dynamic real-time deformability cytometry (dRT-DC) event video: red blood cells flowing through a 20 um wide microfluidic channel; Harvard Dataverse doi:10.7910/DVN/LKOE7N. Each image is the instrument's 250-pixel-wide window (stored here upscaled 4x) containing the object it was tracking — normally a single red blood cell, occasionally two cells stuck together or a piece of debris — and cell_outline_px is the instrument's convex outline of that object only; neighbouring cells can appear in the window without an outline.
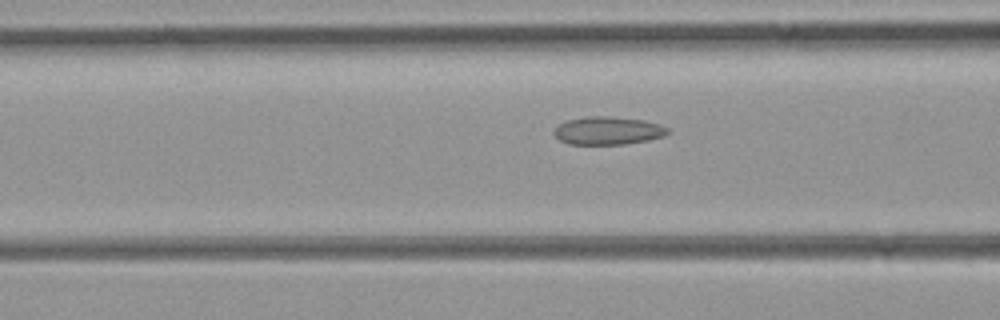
{"species": "common noctule bat (a hibernating species)", "species_latin": "Nyctalus noctula", "temperature_condition": "room temperature", "stored_images_in_passage": 50, "camera_frame_rate_fps": 3000, "um_per_image_px": 0.085, "animal": {"sex": "female", "body_mass_g": 21.9}, "frame": {"image": 1, "passage_image": 20, "time_ms": 6.333, "image_size_px": [1000, 320], "cell_outline_px": [[672, 132], [664, 136], [648, 140], [624, 144], [568, 144], [560, 140], [552, 132], [552, 128], [556, 124], [568, 120], [588, 116], [608, 116], [644, 120], [660, 124], [668, 128]], "centroid_in_image_um": [51.66, 11.1], "position_along_channel_um": 114.9, "area_um2": 18.79}}
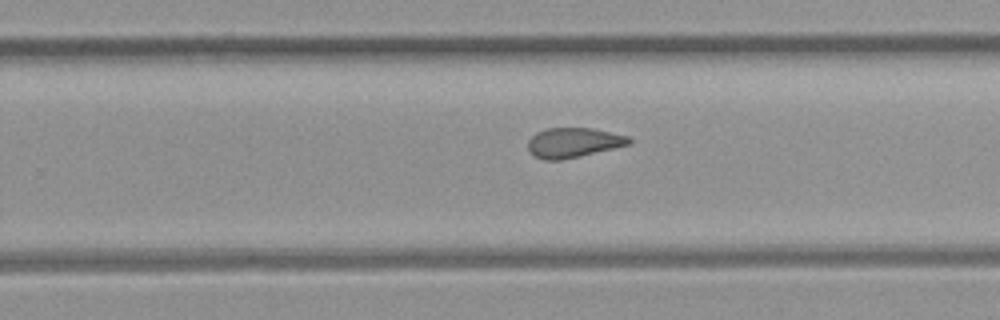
{"frame": {"image": 2, "passage_image": 32, "time_ms": 10.333, "image_size_px": [1000, 320], "cell_outline_px": [[632, 144], [580, 156], [560, 160], [544, 160], [536, 156], [528, 148], [528, 140], [536, 132], [548, 128], [592, 128], [628, 136], [632, 140]], "centroid_in_image_um": [48.76, 12.12], "position_along_channel_um": 281.0, "area_um2": 17.46}}
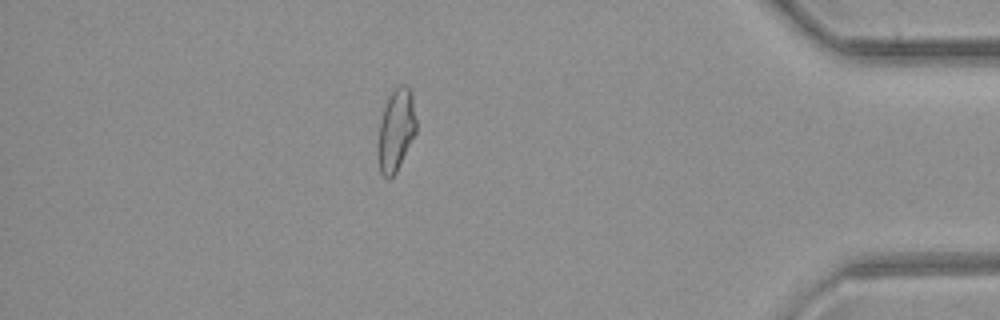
{"frame": {"image": 3, "passage_image": 44, "time_ms": 14.333, "image_size_px": [1000, 320], "cell_outline_px": [[416, 132], [396, 172], [388, 180], [380, 172], [376, 156], [376, 152], [380, 120], [388, 96], [400, 84], [408, 84], [412, 92], [416, 120]], "centroid_in_image_um": [33.64, 11.06], "position_along_channel_um": 401.6, "area_um2": 18.61}}